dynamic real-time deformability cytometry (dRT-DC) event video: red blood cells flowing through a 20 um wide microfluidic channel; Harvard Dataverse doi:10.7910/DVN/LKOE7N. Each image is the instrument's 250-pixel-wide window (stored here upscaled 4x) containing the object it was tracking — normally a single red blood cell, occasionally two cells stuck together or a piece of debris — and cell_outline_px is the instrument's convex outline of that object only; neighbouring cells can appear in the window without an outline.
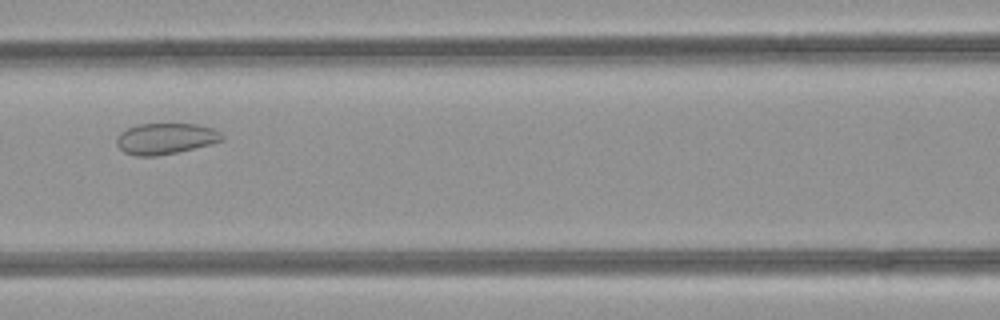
{"species": "common noctule bat (a hibernating species)", "species_latin": "Nyctalus noctula", "temperature_condition": "room temperature", "stored_images_in_passage": 27, "camera_frame_rate_fps": 3000, "um_per_image_px": 0.085, "animal": {"sex": "female", "body_mass_g": 21.9}, "frame": {"image": 1, "passage_image": 8, "time_ms": 2.333, "image_size_px": [1000, 320], "cell_outline_px": [[224, 140], [212, 144], [176, 152], [156, 156], [136, 156], [124, 152], [116, 144], [116, 136], [120, 132], [136, 124], [196, 124], [212, 128], [220, 132], [224, 136]], "centroid_in_image_um": [14.06, 11.78], "position_along_channel_um": 152.5, "area_um2": 19.13}}
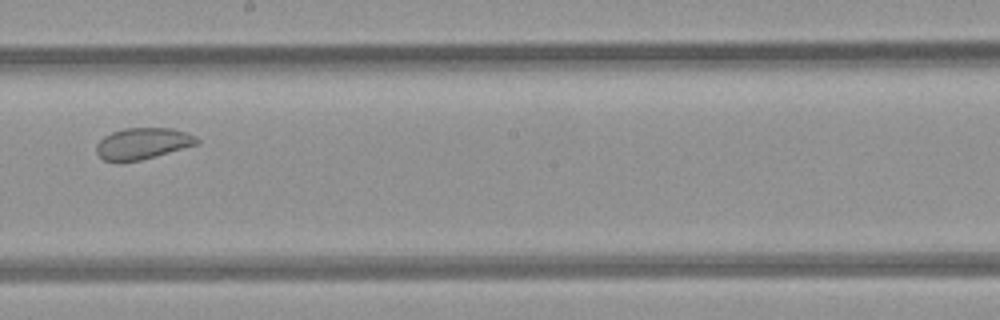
{"frame": {"image": 2, "passage_image": 14, "time_ms": 4.333, "image_size_px": [1000, 320], "cell_outline_px": [[200, 144], [156, 156], [140, 160], [120, 164], [104, 160], [96, 152], [96, 144], [104, 136], [112, 132], [124, 128], [172, 128], [196, 136], [200, 140]], "centroid_in_image_um": [12.12, 12.22], "position_along_channel_um": 236.1, "area_um2": 18.73}}
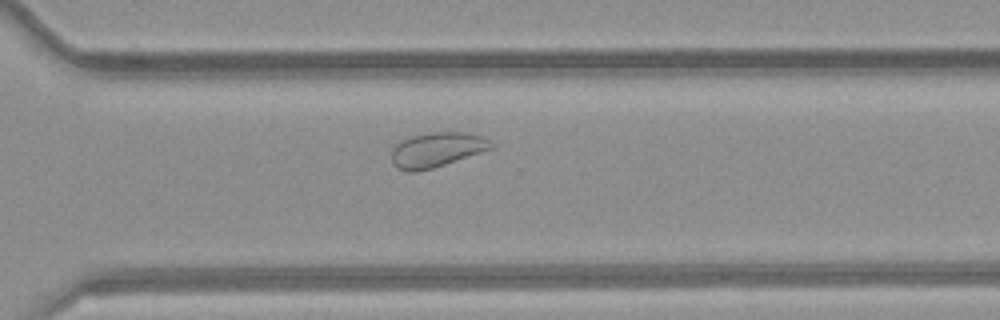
{"frame": {"image": 3, "passage_image": 21, "time_ms": 6.667, "image_size_px": [1000, 320], "cell_outline_px": [[492, 148], [432, 168], [416, 172], [404, 172], [396, 168], [392, 164], [392, 152], [396, 144], [400, 140], [412, 136], [432, 132], [468, 132], [484, 136], [492, 144]], "centroid_in_image_um": [37.07, 12.73], "position_along_channel_um": 333.5, "area_um2": 20.06}, "authors_computed_cell_mechanics": {"area_um2": 20.0566, "velocity_mm_per_s": 4.186, "shape_relaxation_time_tau1_ms": null, "shape_relaxation_time_tau2_ms": 1.6878, "deformation_change_tau1": null, "deformation_change_tau2": 0.0635}}